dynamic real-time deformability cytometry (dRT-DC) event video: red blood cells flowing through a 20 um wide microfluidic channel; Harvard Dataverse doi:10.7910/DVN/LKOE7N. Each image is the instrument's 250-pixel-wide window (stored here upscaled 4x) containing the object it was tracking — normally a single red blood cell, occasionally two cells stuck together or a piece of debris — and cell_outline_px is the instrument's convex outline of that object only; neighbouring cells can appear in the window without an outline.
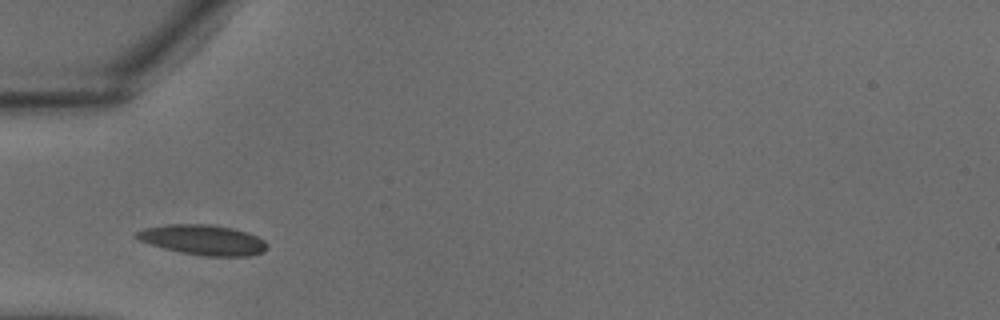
{"species": "common noctule bat (a hibernating species)", "species_latin": "Nyctalus noctula", "temperature_condition": "warm", "stored_images_in_passage": 18, "camera_frame_rate_fps": 3000, "um_per_image_px": 0.085, "animal": {"sex": "male", "body_mass_g": 18.8}, "frame": {"image": 1, "passage_image": 3, "time_ms": 0.667, "image_size_px": [1000, 320], "cell_outline_px": [[268, 248], [264, 252], [252, 256], [204, 256], [180, 252], [164, 248], [140, 240], [136, 236], [136, 232], [144, 228], [168, 224], [208, 224], [232, 228], [248, 232], [264, 240]], "centroid_in_image_um": [17.31, 20.39], "position_along_channel_um": 67.7, "area_um2": 22.83}}
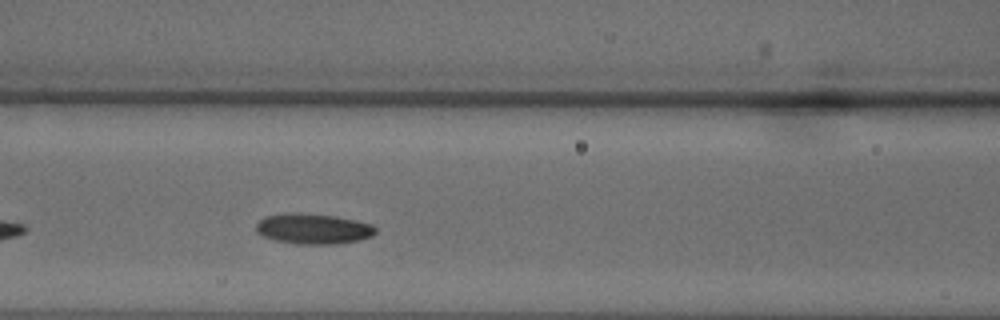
{"frame": {"image": 2, "passage_image": 7, "time_ms": 2.0, "image_size_px": [1000, 320], "cell_outline_px": [[376, 232], [372, 236], [360, 240], [336, 244], [296, 244], [276, 240], [264, 236], [256, 232], [256, 224], [264, 216], [288, 212], [296, 212], [336, 216], [356, 220], [372, 224], [376, 228]], "centroid_in_image_um": [26.63, 19.44], "position_along_channel_um": 140.0, "area_um2": 21.39}}
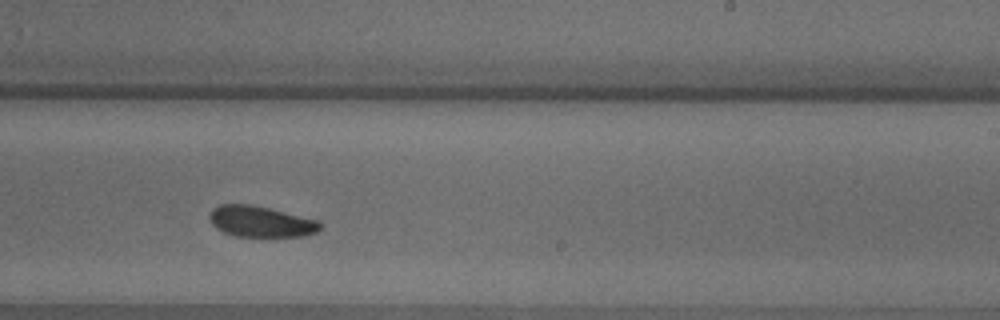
{"frame": {"image": 3, "passage_image": 14, "time_ms": 4.333, "image_size_px": [1000, 320], "cell_outline_px": [[320, 228], [316, 232], [304, 236], [236, 236], [224, 232], [216, 228], [212, 224], [208, 216], [212, 208], [220, 204], [248, 204], [268, 208], [320, 220]], "centroid_in_image_um": [22.14, 18.82], "position_along_channel_um": 266.9, "area_um2": 19.88}}